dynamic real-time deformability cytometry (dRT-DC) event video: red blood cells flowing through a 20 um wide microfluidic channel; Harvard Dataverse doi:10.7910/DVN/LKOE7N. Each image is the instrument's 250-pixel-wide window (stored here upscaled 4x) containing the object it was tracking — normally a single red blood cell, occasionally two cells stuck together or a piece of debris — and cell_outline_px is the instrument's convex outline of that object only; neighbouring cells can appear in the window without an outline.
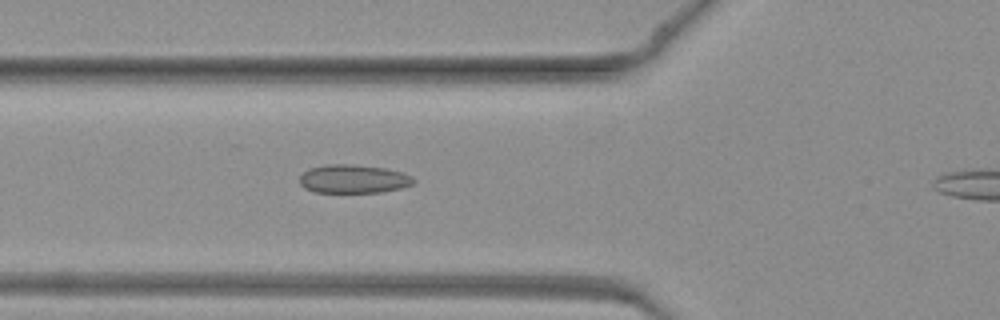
{"species": "common noctule bat (a hibernating species)", "species_latin": "Nyctalus noctula", "temperature_condition": "warm", "stored_images_in_passage": 26, "camera_frame_rate_fps": 3000, "um_per_image_px": 0.085, "animal": {"sex": "female", "body_mass_g": 19.3, "forearm_length_mm": 54.1}, "frame": {"image": 1, "passage_image": 3, "time_ms": 0.667, "image_size_px": [1000, 320], "cell_outline_px": [[416, 180], [412, 184], [400, 188], [380, 192], [312, 192], [304, 188], [300, 184], [300, 176], [308, 168], [324, 164], [352, 164], [384, 168], [404, 172], [412, 176]], "centroid_in_image_um": [30.02, 15.2], "position_along_channel_um": 95.8, "area_um2": 19.07}}
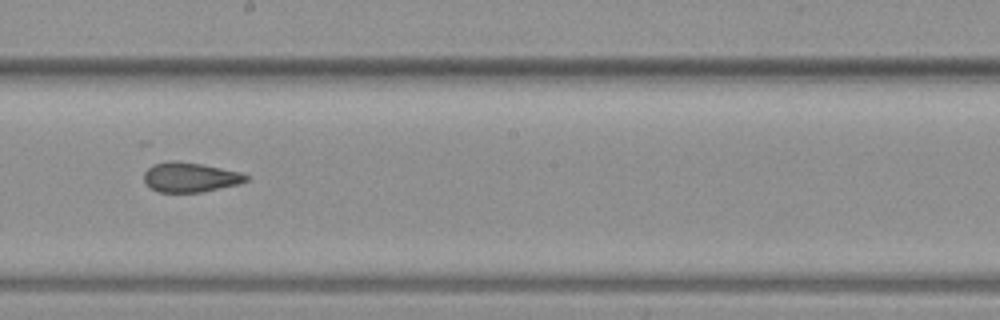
{"frame": {"image": 2, "passage_image": 12, "time_ms": 3.667, "image_size_px": [1000, 320], "cell_outline_px": [[248, 180], [236, 184], [200, 192], [160, 192], [152, 188], [144, 180], [144, 172], [152, 164], [168, 160], [172, 160], [200, 164], [240, 172], [248, 176]], "centroid_in_image_um": [16.12, 15.05], "position_along_channel_um": 232.1, "area_um2": 17.34}}
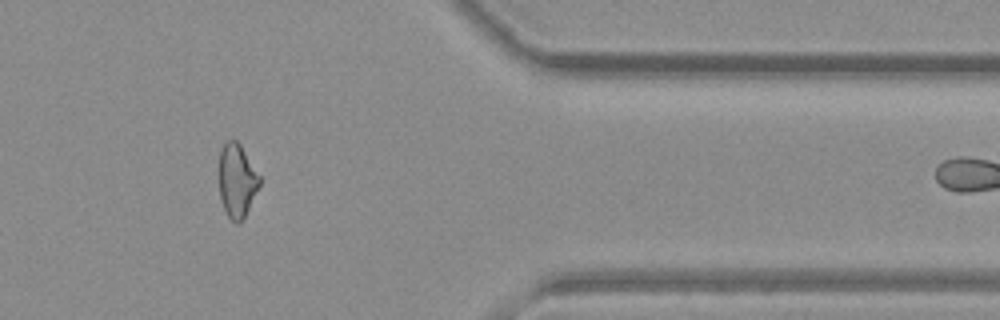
{"frame": {"image": 3, "passage_image": 24, "time_ms": 7.667, "image_size_px": [1000, 320], "cell_outline_px": [[260, 184], [240, 224], [236, 224], [228, 216], [220, 200], [220, 152], [224, 144], [228, 140], [236, 140], [240, 144], [260, 176]], "centroid_in_image_um": [20.14, 15.35], "position_along_channel_um": 391.3, "area_um2": 16.99}}